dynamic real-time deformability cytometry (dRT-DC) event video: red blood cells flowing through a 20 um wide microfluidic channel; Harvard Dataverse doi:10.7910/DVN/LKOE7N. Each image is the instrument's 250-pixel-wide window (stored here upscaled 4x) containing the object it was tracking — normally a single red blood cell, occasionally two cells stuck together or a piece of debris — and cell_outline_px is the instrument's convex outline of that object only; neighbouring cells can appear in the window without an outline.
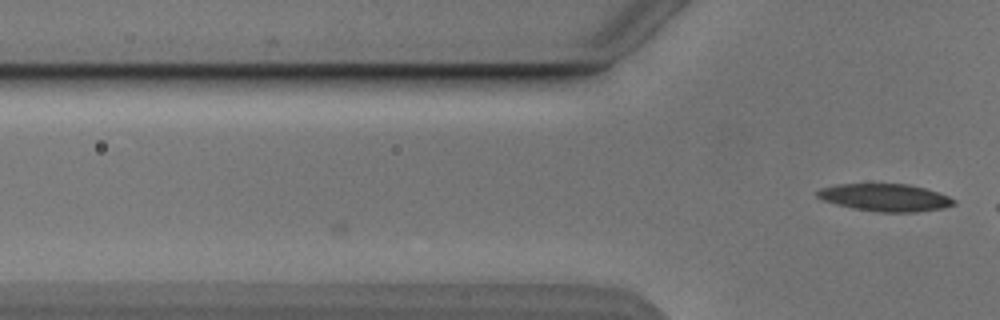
{"species": "Egyptian fruit bat (a non-hibernating species)", "species_latin": "Rousettus aegyptiacus", "temperature_condition": "cold", "stored_images_in_passage": 4, "camera_frame_rate_fps": 3000, "um_per_image_px": 0.085, "animal": {"sex": "male"}, "frame": {"image": 1, "passage_image": 4, "time_ms": 1.0, "image_size_px": [1000, 320], "cell_outline_px": [[956, 204], [944, 208], [916, 212], [880, 212], [852, 208], [836, 204], [824, 200], [816, 196], [816, 192], [820, 188], [836, 184], [908, 184], [924, 188], [948, 196], [956, 200]], "centroid_in_image_um": [75.24, 16.79], "position_along_channel_um": 50.6, "area_um2": 21.79}}